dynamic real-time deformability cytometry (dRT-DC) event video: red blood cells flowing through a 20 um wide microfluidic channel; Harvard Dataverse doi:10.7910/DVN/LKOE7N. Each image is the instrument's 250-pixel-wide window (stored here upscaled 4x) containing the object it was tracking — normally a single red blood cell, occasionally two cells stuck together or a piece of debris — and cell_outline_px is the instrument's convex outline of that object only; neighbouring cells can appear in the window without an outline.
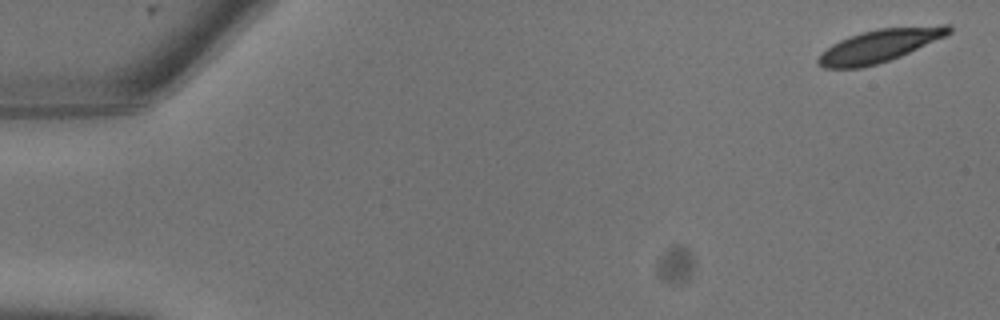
{"species": "common noctule bat (a hibernating species)", "species_latin": "Nyctalus noctula", "temperature_condition": "warm", "stored_images_in_passage": 15, "camera_frame_rate_fps": 3000, "um_per_image_px": 0.085, "animal": {"sex": "male", "body_mass_g": 13.3}, "frame": {"image": 1, "passage_image": 1, "time_ms": 0.0, "image_size_px": [1000, 320], "cell_outline_px": [[952, 32], [944, 36], [900, 56], [876, 64], [860, 68], [824, 68], [816, 64], [816, 60], [820, 52], [832, 44], [840, 40], [876, 28], [944, 24], [948, 24], [952, 28]], "centroid_in_image_um": [74.72, 3.88], "position_along_channel_um": 10.3, "area_um2": 24.85}}
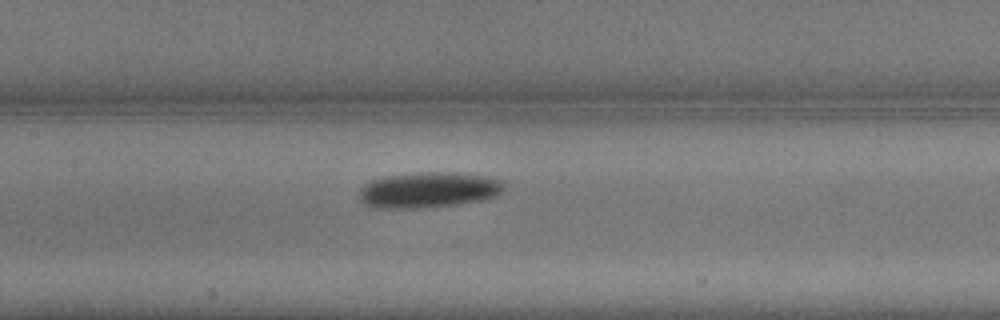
{"frame": {"image": 2, "passage_image": 12, "time_ms": 3.667, "image_size_px": [1000, 320], "cell_outline_px": [[504, 188], [496, 196], [480, 200], [456, 204], [416, 208], [380, 208], [364, 204], [356, 196], [360, 188], [364, 184], [372, 180], [384, 176], [416, 172], [460, 172], [492, 176], [504, 180]], "centroid_in_image_um": [36.43, 16.12], "position_along_channel_um": 171.0, "area_um2": 30.58}}
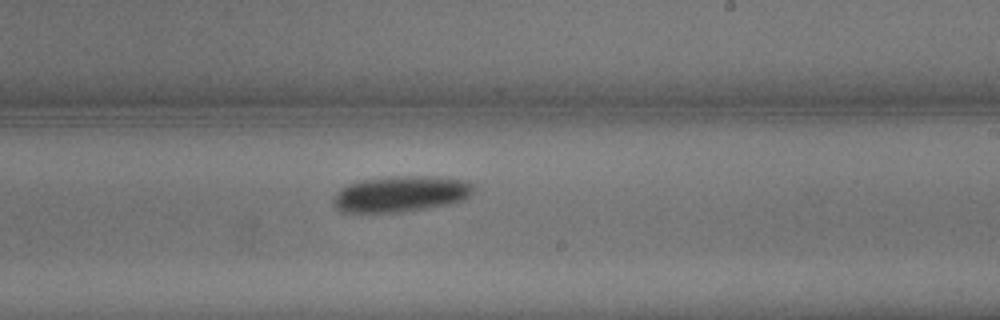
{"frame": {"image": 3, "passage_image": 15, "time_ms": 4.667, "image_size_px": [1000, 320], "cell_outline_px": [[472, 192], [464, 200], [452, 204], [428, 208], [396, 212], [340, 212], [336, 208], [332, 200], [336, 192], [340, 188], [348, 184], [360, 180], [384, 176], [440, 176], [468, 180], [472, 184]], "centroid_in_image_um": [34.06, 16.47], "position_along_channel_um": 254.9, "area_um2": 29.82}}